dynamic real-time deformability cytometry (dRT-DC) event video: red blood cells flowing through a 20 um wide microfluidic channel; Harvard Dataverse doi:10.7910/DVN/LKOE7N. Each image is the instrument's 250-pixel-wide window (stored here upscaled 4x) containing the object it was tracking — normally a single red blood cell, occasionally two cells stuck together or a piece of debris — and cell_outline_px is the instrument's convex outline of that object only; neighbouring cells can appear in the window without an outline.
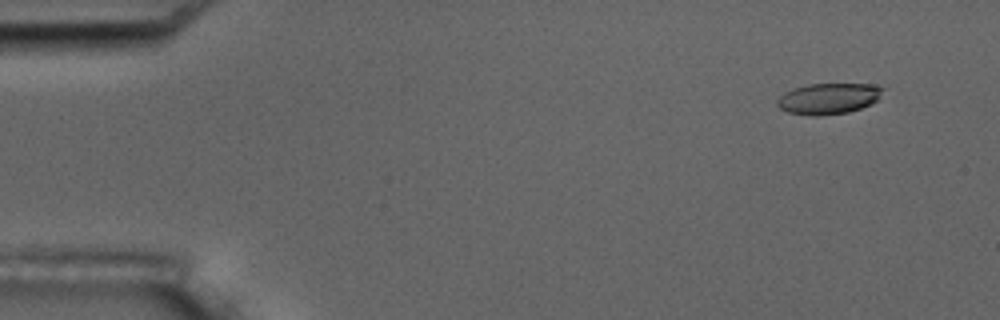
{"species": "common noctule bat (a hibernating species)", "species_latin": "Nyctalus noctula", "temperature_condition": "room temperature", "stored_images_in_passage": 6, "camera_frame_rate_fps": 3000, "um_per_image_px": 0.085, "animal": {"sex": "male", "body_mass_g": 17.5, "forearm_length_mm": 52.3}, "frame": {"image": 1, "passage_image": 2, "time_ms": 1.333, "image_size_px": [1000, 320], "cell_outline_px": [[884, 88], [876, 100], [872, 104], [848, 112], [820, 116], [812, 116], [788, 112], [780, 108], [776, 104], [776, 100], [784, 92], [792, 88], [808, 84], [876, 84]], "centroid_in_image_um": [70.39, 8.38], "position_along_channel_um": 14.6, "area_um2": 19.13}}
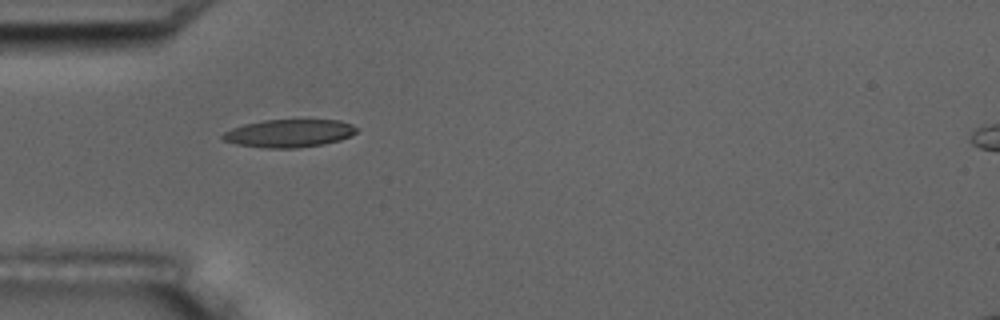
{"frame": {"image": 2, "passage_image": 6, "time_ms": 5.667, "image_size_px": [1000, 320], "cell_outline_px": [[360, 128], [352, 136], [340, 140], [324, 144], [296, 148], [264, 148], [236, 144], [224, 140], [220, 136], [224, 132], [232, 128], [244, 124], [264, 120], [340, 120], [352, 124]], "centroid_in_image_um": [24.61, 11.33], "position_along_channel_um": 60.4, "area_um2": 21.91}}